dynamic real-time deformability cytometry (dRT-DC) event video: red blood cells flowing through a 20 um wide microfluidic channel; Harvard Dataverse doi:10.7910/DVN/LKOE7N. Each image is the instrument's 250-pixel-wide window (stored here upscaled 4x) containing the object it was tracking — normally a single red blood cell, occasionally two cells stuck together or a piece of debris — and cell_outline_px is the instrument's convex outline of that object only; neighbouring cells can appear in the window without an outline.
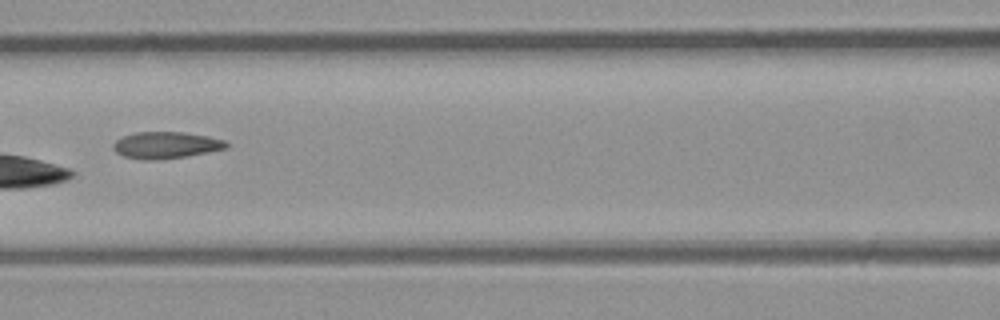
{"species": "common noctule bat (a hibernating species)", "species_latin": "Nyctalus noctula", "temperature_condition": "room temperature", "stored_images_in_passage": 8, "segment_of_instrument_passage": [1, 2], "camera_frame_rate_fps": 3000, "um_per_image_px": 0.085, "animal": {"sex": "male", "body_mass_g": 23.1, "forearm_length_mm": 52.7}, "frame": {"image": 1, "passage_image": 6, "time_ms": 5.667, "image_size_px": [1000, 320], "cell_outline_px": [[228, 148], [188, 156], [160, 160], [144, 160], [124, 156], [116, 152], [112, 148], [112, 144], [116, 140], [124, 136], [136, 132], [184, 132], [208, 136], [224, 140], [228, 144]], "centroid_in_image_um": [14.1, 12.34], "position_along_channel_um": 152.5, "area_um2": 17.69}}
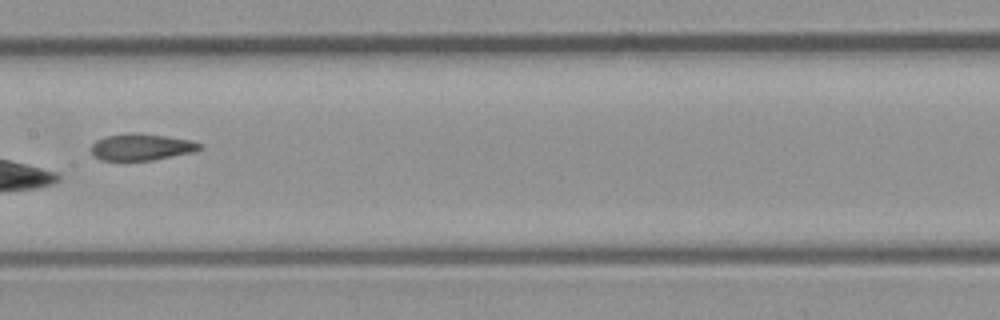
{"frame": {"image": 2, "passage_image": 7, "time_ms": 6.667, "image_size_px": [1000, 320], "cell_outline_px": [[204, 148], [196, 152], [152, 160], [100, 160], [92, 156], [92, 144], [96, 140], [104, 136], [132, 132], [164, 136], [188, 140], [204, 144]], "centroid_in_image_um": [12.03, 12.5], "position_along_channel_um": 195.4, "area_um2": 16.99}}